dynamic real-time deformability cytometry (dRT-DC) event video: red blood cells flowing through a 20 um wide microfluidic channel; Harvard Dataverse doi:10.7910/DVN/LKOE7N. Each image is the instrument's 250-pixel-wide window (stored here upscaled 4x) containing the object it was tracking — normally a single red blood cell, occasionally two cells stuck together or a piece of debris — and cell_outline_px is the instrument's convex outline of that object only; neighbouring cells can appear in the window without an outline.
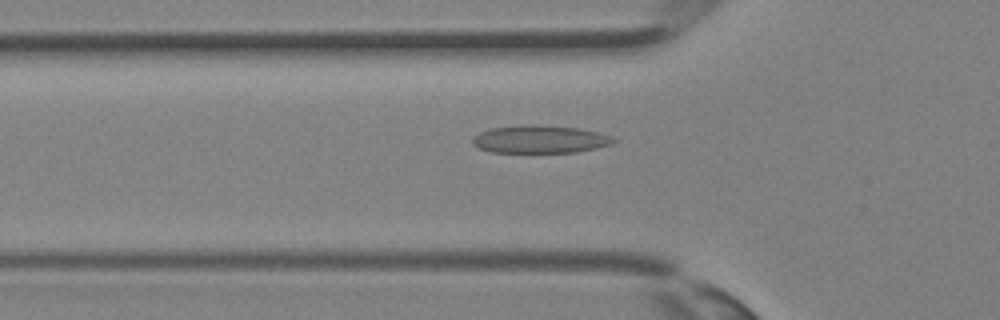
{"species": "Egyptian fruit bat (a non-hibernating species)", "species_latin": "Rousettus aegyptiacus", "temperature_condition": "room temperature", "stored_images_in_passage": 36, "camera_frame_rate_fps": 3000, "um_per_image_px": 0.085, "animal": {"sex": "female"}, "frame": {"image": 1, "passage_image": 12, "time_ms": 3.667, "image_size_px": [1000, 320], "cell_outline_px": [[620, 140], [612, 144], [596, 148], [576, 152], [488, 152], [472, 144], [472, 136], [480, 132], [492, 128], [524, 124], [536, 124], [580, 128], [612, 136]], "centroid_in_image_um": [45.91, 11.83], "position_along_channel_um": 79.9, "area_um2": 23.06}}
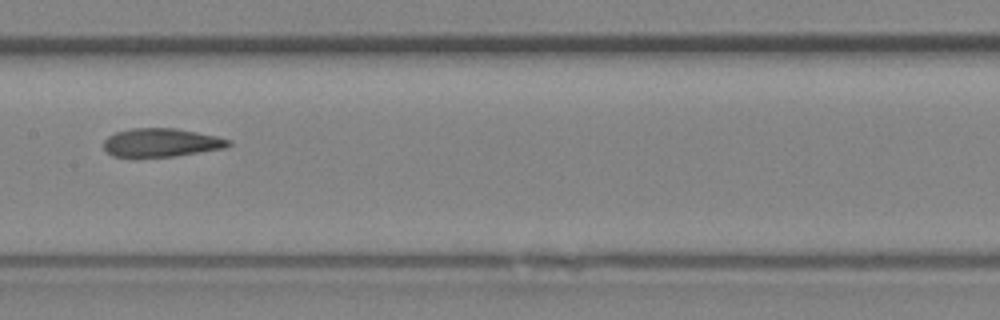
{"frame": {"image": 2, "passage_image": 18, "time_ms": 5.667, "image_size_px": [1000, 320], "cell_outline_px": [[232, 144], [224, 148], [176, 156], [112, 156], [104, 148], [104, 140], [108, 136], [116, 132], [132, 128], [176, 128], [216, 136], [232, 140]], "centroid_in_image_um": [13.73, 12.11], "position_along_channel_um": 193.7, "area_um2": 20.52}}
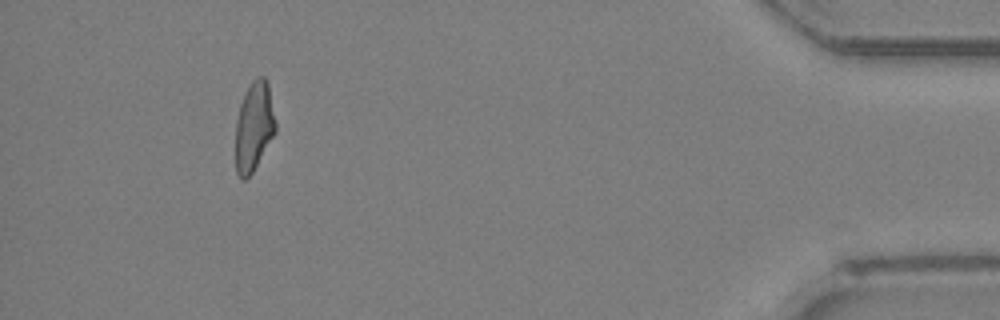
{"frame": {"image": 3, "passage_image": 33, "time_ms": 10.667, "image_size_px": [1000, 320], "cell_outline_px": [[276, 132], [252, 172], [244, 180], [236, 172], [236, 120], [240, 104], [252, 80], [256, 76], [264, 76], [268, 80], [276, 124]], "centroid_in_image_um": [21.6, 10.71], "position_along_channel_um": 413.6, "area_um2": 20.69}}